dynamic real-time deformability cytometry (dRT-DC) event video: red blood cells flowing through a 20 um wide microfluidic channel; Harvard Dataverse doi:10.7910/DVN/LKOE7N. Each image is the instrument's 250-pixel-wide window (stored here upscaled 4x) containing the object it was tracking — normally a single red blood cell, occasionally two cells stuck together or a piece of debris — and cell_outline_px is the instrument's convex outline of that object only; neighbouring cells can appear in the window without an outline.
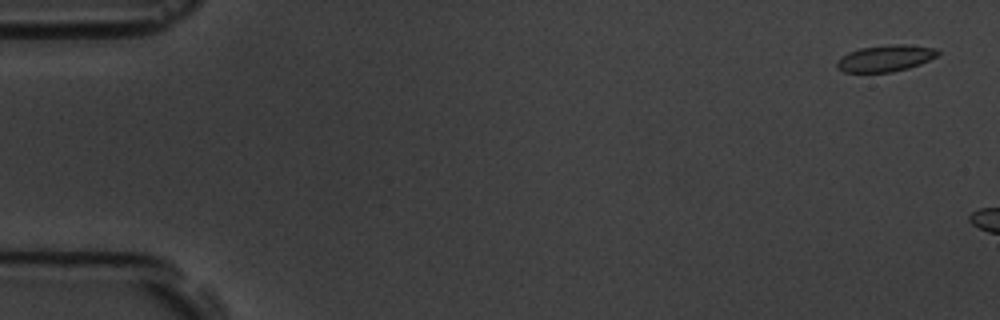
{"species": "common noctule bat (a hibernating species)", "species_latin": "Nyctalus noctula", "temperature_condition": "room temperature", "stored_images_in_passage": 3, "camera_frame_rate_fps": 3000, "um_per_image_px": 0.085, "animal": {"sex": "male", "body_mass_g": 19.5, "forearm_length_mm": 54.6}, "frame": {"image": 1, "passage_image": 1, "time_ms": 0.0, "image_size_px": [1000, 320], "cell_outline_px": [[940, 52], [936, 56], [920, 64], [908, 68], [892, 72], [844, 72], [836, 68], [836, 64], [848, 52], [860, 48], [892, 44], [908, 44], [936, 48]], "centroid_in_image_um": [75.28, 4.95], "position_along_channel_um": 9.7, "area_um2": 15.49}}